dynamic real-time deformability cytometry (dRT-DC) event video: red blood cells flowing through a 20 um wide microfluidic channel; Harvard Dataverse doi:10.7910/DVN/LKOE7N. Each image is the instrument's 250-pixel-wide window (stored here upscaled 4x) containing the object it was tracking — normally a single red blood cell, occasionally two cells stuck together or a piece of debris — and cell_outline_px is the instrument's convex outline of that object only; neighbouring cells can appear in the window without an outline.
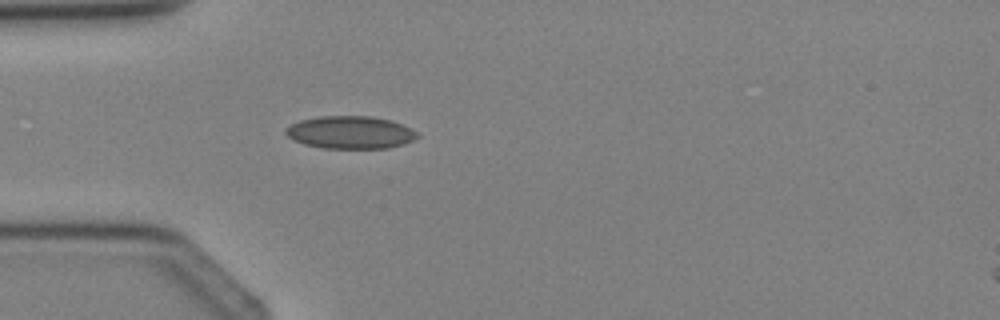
{"species": "Egyptian fruit bat (a non-hibernating species)", "species_latin": "Rousettus aegyptiacus", "temperature_condition": "cold", "stored_images_in_passage": 4, "camera_frame_rate_fps": 3000, "um_per_image_px": 0.085, "animal": {"sex": "female"}, "frame": {"image": 1, "passage_image": 4, "time_ms": 3.333, "image_size_px": [1000, 320], "cell_outline_px": [[420, 136], [404, 144], [388, 148], [324, 148], [304, 144], [288, 136], [284, 132], [284, 128], [300, 120], [316, 116], [372, 116], [392, 120], [416, 132]], "centroid_in_image_um": [29.76, 11.24], "position_along_channel_um": 55.2, "area_um2": 24.97}}